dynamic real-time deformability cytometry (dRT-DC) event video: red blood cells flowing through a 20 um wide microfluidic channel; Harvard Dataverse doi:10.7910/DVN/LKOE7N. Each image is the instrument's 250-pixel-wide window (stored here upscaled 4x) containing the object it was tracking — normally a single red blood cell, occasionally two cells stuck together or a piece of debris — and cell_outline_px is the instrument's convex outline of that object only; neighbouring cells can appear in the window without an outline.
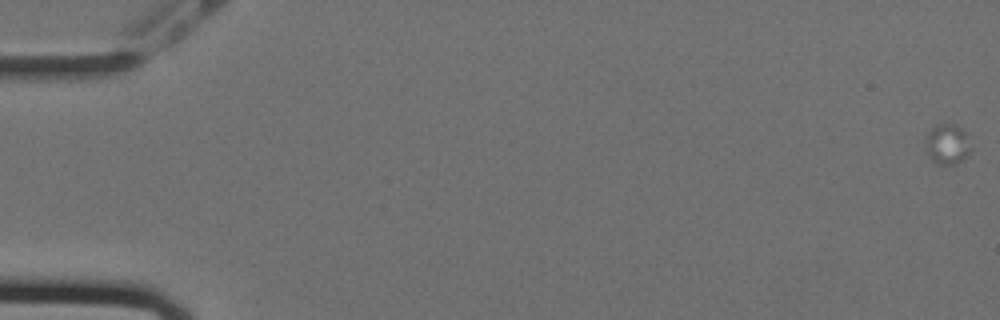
{"species": "Egyptian fruit bat (a non-hibernating species)", "species_latin": "Rousettus aegyptiacus", "temperature_condition": "cold", "stored_images_in_passage": 17, "camera_frame_rate_fps": 3000, "um_per_image_px": 0.085, "animal": {"sex": "female"}, "frame": {"image": 1, "passage_image": 1, "time_ms": 0.0, "image_size_px": [1000, 320], "cell_outline_px": [[972, 152], [968, 156], [956, 164], [940, 164], [932, 160], [928, 156], [924, 140], [924, 136], [936, 124], [956, 124], [968, 136], [972, 148]], "centroid_in_image_um": [80.53, 12.25], "position_along_channel_um": 4.5, "area_um2": 10.92}}